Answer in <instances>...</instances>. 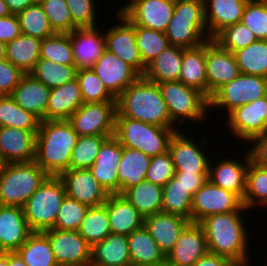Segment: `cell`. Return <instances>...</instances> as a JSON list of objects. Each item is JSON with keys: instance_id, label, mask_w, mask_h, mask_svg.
Listing matches in <instances>:
<instances>
[{"instance_id": "bcb514c9", "label": "cell", "mask_w": 267, "mask_h": 266, "mask_svg": "<svg viewBox=\"0 0 267 266\" xmlns=\"http://www.w3.org/2000/svg\"><path fill=\"white\" fill-rule=\"evenodd\" d=\"M135 33L136 45L145 66L171 46L164 32L135 25Z\"/></svg>"}, {"instance_id": "44dd1931", "label": "cell", "mask_w": 267, "mask_h": 266, "mask_svg": "<svg viewBox=\"0 0 267 266\" xmlns=\"http://www.w3.org/2000/svg\"><path fill=\"white\" fill-rule=\"evenodd\" d=\"M122 155L123 146L114 135L110 136L103 142L90 168L92 175L109 195L119 194L117 174Z\"/></svg>"}, {"instance_id": "c3c4849f", "label": "cell", "mask_w": 267, "mask_h": 266, "mask_svg": "<svg viewBox=\"0 0 267 266\" xmlns=\"http://www.w3.org/2000/svg\"><path fill=\"white\" fill-rule=\"evenodd\" d=\"M76 79L84 103L116 102V98L107 90L92 68L78 69Z\"/></svg>"}, {"instance_id": "11a10c76", "label": "cell", "mask_w": 267, "mask_h": 266, "mask_svg": "<svg viewBox=\"0 0 267 266\" xmlns=\"http://www.w3.org/2000/svg\"><path fill=\"white\" fill-rule=\"evenodd\" d=\"M66 2L72 22L78 28L100 26L98 24L101 18H98L99 9L97 10L98 7L96 5L98 4L95 3L97 2L96 0H66Z\"/></svg>"}, {"instance_id": "03108f58", "label": "cell", "mask_w": 267, "mask_h": 266, "mask_svg": "<svg viewBox=\"0 0 267 266\" xmlns=\"http://www.w3.org/2000/svg\"><path fill=\"white\" fill-rule=\"evenodd\" d=\"M10 14L11 12L8 8V5L4 2V0H0V17H5Z\"/></svg>"}, {"instance_id": "484cf974", "label": "cell", "mask_w": 267, "mask_h": 266, "mask_svg": "<svg viewBox=\"0 0 267 266\" xmlns=\"http://www.w3.org/2000/svg\"><path fill=\"white\" fill-rule=\"evenodd\" d=\"M190 223L183 216L159 212L145 217L143 225L166 256Z\"/></svg>"}, {"instance_id": "603a6c76", "label": "cell", "mask_w": 267, "mask_h": 266, "mask_svg": "<svg viewBox=\"0 0 267 266\" xmlns=\"http://www.w3.org/2000/svg\"><path fill=\"white\" fill-rule=\"evenodd\" d=\"M208 252L203 227L190 223L181 233L173 249L166 255L169 266H194Z\"/></svg>"}, {"instance_id": "d6986e66", "label": "cell", "mask_w": 267, "mask_h": 266, "mask_svg": "<svg viewBox=\"0 0 267 266\" xmlns=\"http://www.w3.org/2000/svg\"><path fill=\"white\" fill-rule=\"evenodd\" d=\"M59 178L64 184L66 196L89 207L104 204L109 196L90 169H69Z\"/></svg>"}, {"instance_id": "8992f818", "label": "cell", "mask_w": 267, "mask_h": 266, "mask_svg": "<svg viewBox=\"0 0 267 266\" xmlns=\"http://www.w3.org/2000/svg\"><path fill=\"white\" fill-rule=\"evenodd\" d=\"M179 128H164L124 116H116L114 136L123 147L133 148L150 157L169 150V143Z\"/></svg>"}, {"instance_id": "a7ac6f4b", "label": "cell", "mask_w": 267, "mask_h": 266, "mask_svg": "<svg viewBox=\"0 0 267 266\" xmlns=\"http://www.w3.org/2000/svg\"><path fill=\"white\" fill-rule=\"evenodd\" d=\"M6 59V43L0 41V60Z\"/></svg>"}, {"instance_id": "9c48e42d", "label": "cell", "mask_w": 267, "mask_h": 266, "mask_svg": "<svg viewBox=\"0 0 267 266\" xmlns=\"http://www.w3.org/2000/svg\"><path fill=\"white\" fill-rule=\"evenodd\" d=\"M267 95V78L240 73L234 80L220 87L209 99V111H225V117L236 107ZM219 109V110H218ZM223 109V110H222Z\"/></svg>"}, {"instance_id": "d590c367", "label": "cell", "mask_w": 267, "mask_h": 266, "mask_svg": "<svg viewBox=\"0 0 267 266\" xmlns=\"http://www.w3.org/2000/svg\"><path fill=\"white\" fill-rule=\"evenodd\" d=\"M42 39L21 34L13 41L6 43V59L29 74L40 59Z\"/></svg>"}, {"instance_id": "e0dca14e", "label": "cell", "mask_w": 267, "mask_h": 266, "mask_svg": "<svg viewBox=\"0 0 267 266\" xmlns=\"http://www.w3.org/2000/svg\"><path fill=\"white\" fill-rule=\"evenodd\" d=\"M205 65L208 99L240 74L234 53L223 49L213 39L205 42Z\"/></svg>"}, {"instance_id": "f35d334b", "label": "cell", "mask_w": 267, "mask_h": 266, "mask_svg": "<svg viewBox=\"0 0 267 266\" xmlns=\"http://www.w3.org/2000/svg\"><path fill=\"white\" fill-rule=\"evenodd\" d=\"M243 205L249 210V214L257 209H267V168L249 162L247 170L246 191ZM259 206V207H258Z\"/></svg>"}, {"instance_id": "e575fe53", "label": "cell", "mask_w": 267, "mask_h": 266, "mask_svg": "<svg viewBox=\"0 0 267 266\" xmlns=\"http://www.w3.org/2000/svg\"><path fill=\"white\" fill-rule=\"evenodd\" d=\"M179 81L200 91L207 97L205 43L195 48L183 50Z\"/></svg>"}, {"instance_id": "d4e9b609", "label": "cell", "mask_w": 267, "mask_h": 266, "mask_svg": "<svg viewBox=\"0 0 267 266\" xmlns=\"http://www.w3.org/2000/svg\"><path fill=\"white\" fill-rule=\"evenodd\" d=\"M32 233L23 207L0 205V252H16Z\"/></svg>"}, {"instance_id": "680465c9", "label": "cell", "mask_w": 267, "mask_h": 266, "mask_svg": "<svg viewBox=\"0 0 267 266\" xmlns=\"http://www.w3.org/2000/svg\"><path fill=\"white\" fill-rule=\"evenodd\" d=\"M247 146L245 149L249 153L251 162L267 168V133L252 138Z\"/></svg>"}, {"instance_id": "f546056e", "label": "cell", "mask_w": 267, "mask_h": 266, "mask_svg": "<svg viewBox=\"0 0 267 266\" xmlns=\"http://www.w3.org/2000/svg\"><path fill=\"white\" fill-rule=\"evenodd\" d=\"M84 103L77 79L50 91L46 109V120H68Z\"/></svg>"}, {"instance_id": "7dc6e473", "label": "cell", "mask_w": 267, "mask_h": 266, "mask_svg": "<svg viewBox=\"0 0 267 266\" xmlns=\"http://www.w3.org/2000/svg\"><path fill=\"white\" fill-rule=\"evenodd\" d=\"M40 59L50 60L57 64L75 65L69 33H55L53 36L42 39Z\"/></svg>"}, {"instance_id": "5bb4252c", "label": "cell", "mask_w": 267, "mask_h": 266, "mask_svg": "<svg viewBox=\"0 0 267 266\" xmlns=\"http://www.w3.org/2000/svg\"><path fill=\"white\" fill-rule=\"evenodd\" d=\"M127 2V3H126ZM118 11L131 23L166 32L173 16L175 0H129Z\"/></svg>"}, {"instance_id": "5b68a950", "label": "cell", "mask_w": 267, "mask_h": 266, "mask_svg": "<svg viewBox=\"0 0 267 266\" xmlns=\"http://www.w3.org/2000/svg\"><path fill=\"white\" fill-rule=\"evenodd\" d=\"M48 177L35 161L4 164L0 169V205L23 207Z\"/></svg>"}, {"instance_id": "003e7915", "label": "cell", "mask_w": 267, "mask_h": 266, "mask_svg": "<svg viewBox=\"0 0 267 266\" xmlns=\"http://www.w3.org/2000/svg\"><path fill=\"white\" fill-rule=\"evenodd\" d=\"M0 266H8V252H0Z\"/></svg>"}, {"instance_id": "ba28073f", "label": "cell", "mask_w": 267, "mask_h": 266, "mask_svg": "<svg viewBox=\"0 0 267 266\" xmlns=\"http://www.w3.org/2000/svg\"><path fill=\"white\" fill-rule=\"evenodd\" d=\"M65 197V187L59 176H49L23 206L30 229L43 232L53 228Z\"/></svg>"}, {"instance_id": "d6a6232c", "label": "cell", "mask_w": 267, "mask_h": 266, "mask_svg": "<svg viewBox=\"0 0 267 266\" xmlns=\"http://www.w3.org/2000/svg\"><path fill=\"white\" fill-rule=\"evenodd\" d=\"M184 49L169 46L146 66L143 77L157 84L179 80Z\"/></svg>"}, {"instance_id": "30bf717a", "label": "cell", "mask_w": 267, "mask_h": 266, "mask_svg": "<svg viewBox=\"0 0 267 266\" xmlns=\"http://www.w3.org/2000/svg\"><path fill=\"white\" fill-rule=\"evenodd\" d=\"M183 130L182 128L176 131L169 143L168 151L171 154L175 171L209 174V164L212 156H209L205 151L209 149L207 145L210 140L205 139V136L196 141L191 136L192 133L188 135L189 133H185L186 131L183 132Z\"/></svg>"}, {"instance_id": "cb8c5ba5", "label": "cell", "mask_w": 267, "mask_h": 266, "mask_svg": "<svg viewBox=\"0 0 267 266\" xmlns=\"http://www.w3.org/2000/svg\"><path fill=\"white\" fill-rule=\"evenodd\" d=\"M102 27L76 28L69 33L77 69L92 68L102 56L106 49Z\"/></svg>"}, {"instance_id": "1f68e13d", "label": "cell", "mask_w": 267, "mask_h": 266, "mask_svg": "<svg viewBox=\"0 0 267 266\" xmlns=\"http://www.w3.org/2000/svg\"><path fill=\"white\" fill-rule=\"evenodd\" d=\"M132 266H157L166 262L165 254L144 225L127 236Z\"/></svg>"}, {"instance_id": "4316f807", "label": "cell", "mask_w": 267, "mask_h": 266, "mask_svg": "<svg viewBox=\"0 0 267 266\" xmlns=\"http://www.w3.org/2000/svg\"><path fill=\"white\" fill-rule=\"evenodd\" d=\"M51 89L30 74H24L10 94L25 111L33 113L41 121L46 120V109Z\"/></svg>"}, {"instance_id": "681fc988", "label": "cell", "mask_w": 267, "mask_h": 266, "mask_svg": "<svg viewBox=\"0 0 267 266\" xmlns=\"http://www.w3.org/2000/svg\"><path fill=\"white\" fill-rule=\"evenodd\" d=\"M110 136H79L72 150L70 169H90L103 142Z\"/></svg>"}, {"instance_id": "be15d7a7", "label": "cell", "mask_w": 267, "mask_h": 266, "mask_svg": "<svg viewBox=\"0 0 267 266\" xmlns=\"http://www.w3.org/2000/svg\"><path fill=\"white\" fill-rule=\"evenodd\" d=\"M8 5L11 14H18L25 10L28 6L37 3V0H4Z\"/></svg>"}, {"instance_id": "94428289", "label": "cell", "mask_w": 267, "mask_h": 266, "mask_svg": "<svg viewBox=\"0 0 267 266\" xmlns=\"http://www.w3.org/2000/svg\"><path fill=\"white\" fill-rule=\"evenodd\" d=\"M174 177L194 196L208 180V174H196L186 171H175Z\"/></svg>"}, {"instance_id": "ffe728a7", "label": "cell", "mask_w": 267, "mask_h": 266, "mask_svg": "<svg viewBox=\"0 0 267 266\" xmlns=\"http://www.w3.org/2000/svg\"><path fill=\"white\" fill-rule=\"evenodd\" d=\"M38 130L0 127V157L4 164L35 160Z\"/></svg>"}, {"instance_id": "e7e4bbea", "label": "cell", "mask_w": 267, "mask_h": 266, "mask_svg": "<svg viewBox=\"0 0 267 266\" xmlns=\"http://www.w3.org/2000/svg\"><path fill=\"white\" fill-rule=\"evenodd\" d=\"M8 266H27L17 252H8Z\"/></svg>"}, {"instance_id": "7a4b0ae2", "label": "cell", "mask_w": 267, "mask_h": 266, "mask_svg": "<svg viewBox=\"0 0 267 266\" xmlns=\"http://www.w3.org/2000/svg\"><path fill=\"white\" fill-rule=\"evenodd\" d=\"M116 116L164 128H178L171 120L157 83L140 76L116 98Z\"/></svg>"}, {"instance_id": "db71d44e", "label": "cell", "mask_w": 267, "mask_h": 266, "mask_svg": "<svg viewBox=\"0 0 267 266\" xmlns=\"http://www.w3.org/2000/svg\"><path fill=\"white\" fill-rule=\"evenodd\" d=\"M89 206L66 196L59 208L54 229L78 231Z\"/></svg>"}, {"instance_id": "6da1fadb", "label": "cell", "mask_w": 267, "mask_h": 266, "mask_svg": "<svg viewBox=\"0 0 267 266\" xmlns=\"http://www.w3.org/2000/svg\"><path fill=\"white\" fill-rule=\"evenodd\" d=\"M244 211L249 210L243 205L238 211L208 216L199 224L205 232L208 252L229 258L239 266H251V232L244 223Z\"/></svg>"}, {"instance_id": "60d3db41", "label": "cell", "mask_w": 267, "mask_h": 266, "mask_svg": "<svg viewBox=\"0 0 267 266\" xmlns=\"http://www.w3.org/2000/svg\"><path fill=\"white\" fill-rule=\"evenodd\" d=\"M242 74L267 78V40L257 39L249 46L234 52Z\"/></svg>"}, {"instance_id": "52a82bcc", "label": "cell", "mask_w": 267, "mask_h": 266, "mask_svg": "<svg viewBox=\"0 0 267 266\" xmlns=\"http://www.w3.org/2000/svg\"><path fill=\"white\" fill-rule=\"evenodd\" d=\"M170 120L182 128L184 122H202L210 119L209 99L200 91L179 80L158 83ZM201 121V122H200ZM181 124V125H180Z\"/></svg>"}, {"instance_id": "4dcf8cb0", "label": "cell", "mask_w": 267, "mask_h": 266, "mask_svg": "<svg viewBox=\"0 0 267 266\" xmlns=\"http://www.w3.org/2000/svg\"><path fill=\"white\" fill-rule=\"evenodd\" d=\"M90 266H132L128 239L123 234H109L91 247Z\"/></svg>"}, {"instance_id": "74e56055", "label": "cell", "mask_w": 267, "mask_h": 266, "mask_svg": "<svg viewBox=\"0 0 267 266\" xmlns=\"http://www.w3.org/2000/svg\"><path fill=\"white\" fill-rule=\"evenodd\" d=\"M16 252L27 266H58L49 238L43 232H33Z\"/></svg>"}, {"instance_id": "9a60e30c", "label": "cell", "mask_w": 267, "mask_h": 266, "mask_svg": "<svg viewBox=\"0 0 267 266\" xmlns=\"http://www.w3.org/2000/svg\"><path fill=\"white\" fill-rule=\"evenodd\" d=\"M242 206V200L236 194L207 180L193 196L191 222L200 223L208 216L238 211Z\"/></svg>"}, {"instance_id": "277c9868", "label": "cell", "mask_w": 267, "mask_h": 266, "mask_svg": "<svg viewBox=\"0 0 267 266\" xmlns=\"http://www.w3.org/2000/svg\"><path fill=\"white\" fill-rule=\"evenodd\" d=\"M170 45L195 48L210 40L204 0H175L173 16L165 32Z\"/></svg>"}, {"instance_id": "6f0895ef", "label": "cell", "mask_w": 267, "mask_h": 266, "mask_svg": "<svg viewBox=\"0 0 267 266\" xmlns=\"http://www.w3.org/2000/svg\"><path fill=\"white\" fill-rule=\"evenodd\" d=\"M24 74L7 59L0 60V96L10 95Z\"/></svg>"}, {"instance_id": "f6af8a7d", "label": "cell", "mask_w": 267, "mask_h": 266, "mask_svg": "<svg viewBox=\"0 0 267 266\" xmlns=\"http://www.w3.org/2000/svg\"><path fill=\"white\" fill-rule=\"evenodd\" d=\"M17 17L23 35L45 39L55 34L39 2L28 6Z\"/></svg>"}, {"instance_id": "6125c7cd", "label": "cell", "mask_w": 267, "mask_h": 266, "mask_svg": "<svg viewBox=\"0 0 267 266\" xmlns=\"http://www.w3.org/2000/svg\"><path fill=\"white\" fill-rule=\"evenodd\" d=\"M194 266H239V265L229 258L219 256L211 252H207L194 264Z\"/></svg>"}, {"instance_id": "ac0fdd59", "label": "cell", "mask_w": 267, "mask_h": 266, "mask_svg": "<svg viewBox=\"0 0 267 266\" xmlns=\"http://www.w3.org/2000/svg\"><path fill=\"white\" fill-rule=\"evenodd\" d=\"M240 157L242 158L239 159ZM240 157L236 160L231 154V157L221 158L222 160L215 157L216 160L213 162V159H211L208 180L213 185L233 192L243 201L246 191L247 170L251 160L247 149Z\"/></svg>"}, {"instance_id": "7bdbcfd3", "label": "cell", "mask_w": 267, "mask_h": 266, "mask_svg": "<svg viewBox=\"0 0 267 266\" xmlns=\"http://www.w3.org/2000/svg\"><path fill=\"white\" fill-rule=\"evenodd\" d=\"M41 120L25 111L10 95L0 96V127L38 130Z\"/></svg>"}, {"instance_id": "9f6ffc18", "label": "cell", "mask_w": 267, "mask_h": 266, "mask_svg": "<svg viewBox=\"0 0 267 266\" xmlns=\"http://www.w3.org/2000/svg\"><path fill=\"white\" fill-rule=\"evenodd\" d=\"M175 173L173 160L169 151L151 157L145 180L164 186Z\"/></svg>"}, {"instance_id": "ab89813d", "label": "cell", "mask_w": 267, "mask_h": 266, "mask_svg": "<svg viewBox=\"0 0 267 266\" xmlns=\"http://www.w3.org/2000/svg\"><path fill=\"white\" fill-rule=\"evenodd\" d=\"M78 233L91 247L111 234L106 202L99 206L89 207Z\"/></svg>"}, {"instance_id": "816d5d0a", "label": "cell", "mask_w": 267, "mask_h": 266, "mask_svg": "<svg viewBox=\"0 0 267 266\" xmlns=\"http://www.w3.org/2000/svg\"><path fill=\"white\" fill-rule=\"evenodd\" d=\"M213 40L223 49L234 53L254 43L257 38L242 22H238L224 28Z\"/></svg>"}, {"instance_id": "91938a15", "label": "cell", "mask_w": 267, "mask_h": 266, "mask_svg": "<svg viewBox=\"0 0 267 266\" xmlns=\"http://www.w3.org/2000/svg\"><path fill=\"white\" fill-rule=\"evenodd\" d=\"M21 34V27L16 14L0 17V41L8 43Z\"/></svg>"}, {"instance_id": "8d00e7d4", "label": "cell", "mask_w": 267, "mask_h": 266, "mask_svg": "<svg viewBox=\"0 0 267 266\" xmlns=\"http://www.w3.org/2000/svg\"><path fill=\"white\" fill-rule=\"evenodd\" d=\"M145 218L162 210L163 188L160 185L143 180L122 194Z\"/></svg>"}, {"instance_id": "b9f144b4", "label": "cell", "mask_w": 267, "mask_h": 266, "mask_svg": "<svg viewBox=\"0 0 267 266\" xmlns=\"http://www.w3.org/2000/svg\"><path fill=\"white\" fill-rule=\"evenodd\" d=\"M161 212L177 214L191 220L193 196L174 176L162 187Z\"/></svg>"}, {"instance_id": "7c38bea8", "label": "cell", "mask_w": 267, "mask_h": 266, "mask_svg": "<svg viewBox=\"0 0 267 266\" xmlns=\"http://www.w3.org/2000/svg\"><path fill=\"white\" fill-rule=\"evenodd\" d=\"M116 102L83 103L68 119L78 136H113Z\"/></svg>"}, {"instance_id": "2e32d148", "label": "cell", "mask_w": 267, "mask_h": 266, "mask_svg": "<svg viewBox=\"0 0 267 266\" xmlns=\"http://www.w3.org/2000/svg\"><path fill=\"white\" fill-rule=\"evenodd\" d=\"M49 238L58 266H90L91 246L78 231L48 229Z\"/></svg>"}, {"instance_id": "836d02e7", "label": "cell", "mask_w": 267, "mask_h": 266, "mask_svg": "<svg viewBox=\"0 0 267 266\" xmlns=\"http://www.w3.org/2000/svg\"><path fill=\"white\" fill-rule=\"evenodd\" d=\"M151 157L143 152L123 147V155L118 164L119 194L145 180Z\"/></svg>"}, {"instance_id": "8fae6325", "label": "cell", "mask_w": 267, "mask_h": 266, "mask_svg": "<svg viewBox=\"0 0 267 266\" xmlns=\"http://www.w3.org/2000/svg\"><path fill=\"white\" fill-rule=\"evenodd\" d=\"M116 11V12H115ZM113 12L116 16L112 19L113 25L109 28H103L105 37V48L122 59L126 64L131 66L140 76H143L146 66L143 64L138 47L136 45L135 25L131 23L118 10Z\"/></svg>"}, {"instance_id": "3957f363", "label": "cell", "mask_w": 267, "mask_h": 266, "mask_svg": "<svg viewBox=\"0 0 267 266\" xmlns=\"http://www.w3.org/2000/svg\"><path fill=\"white\" fill-rule=\"evenodd\" d=\"M78 137L68 120L41 121L34 161L49 176H59L70 169L71 154Z\"/></svg>"}, {"instance_id": "f1b7e54d", "label": "cell", "mask_w": 267, "mask_h": 266, "mask_svg": "<svg viewBox=\"0 0 267 266\" xmlns=\"http://www.w3.org/2000/svg\"><path fill=\"white\" fill-rule=\"evenodd\" d=\"M106 208L113 234L128 236L144 224V217L121 194L109 195L106 200Z\"/></svg>"}, {"instance_id": "83f0119b", "label": "cell", "mask_w": 267, "mask_h": 266, "mask_svg": "<svg viewBox=\"0 0 267 266\" xmlns=\"http://www.w3.org/2000/svg\"><path fill=\"white\" fill-rule=\"evenodd\" d=\"M248 0H204L206 27L210 39L224 28L241 22Z\"/></svg>"}, {"instance_id": "f907efd6", "label": "cell", "mask_w": 267, "mask_h": 266, "mask_svg": "<svg viewBox=\"0 0 267 266\" xmlns=\"http://www.w3.org/2000/svg\"><path fill=\"white\" fill-rule=\"evenodd\" d=\"M55 33H70L78 28L73 22L66 0L38 1Z\"/></svg>"}, {"instance_id": "7402d4cb", "label": "cell", "mask_w": 267, "mask_h": 266, "mask_svg": "<svg viewBox=\"0 0 267 266\" xmlns=\"http://www.w3.org/2000/svg\"><path fill=\"white\" fill-rule=\"evenodd\" d=\"M92 69L115 98L140 77L131 66L107 49Z\"/></svg>"}, {"instance_id": "f5cc1de1", "label": "cell", "mask_w": 267, "mask_h": 266, "mask_svg": "<svg viewBox=\"0 0 267 266\" xmlns=\"http://www.w3.org/2000/svg\"><path fill=\"white\" fill-rule=\"evenodd\" d=\"M241 22L259 40H267V0H248Z\"/></svg>"}, {"instance_id": "ee69618b", "label": "cell", "mask_w": 267, "mask_h": 266, "mask_svg": "<svg viewBox=\"0 0 267 266\" xmlns=\"http://www.w3.org/2000/svg\"><path fill=\"white\" fill-rule=\"evenodd\" d=\"M77 70L75 65L57 64L50 60L39 59L29 74L49 89H53L76 79Z\"/></svg>"}, {"instance_id": "4fadbf2b", "label": "cell", "mask_w": 267, "mask_h": 266, "mask_svg": "<svg viewBox=\"0 0 267 266\" xmlns=\"http://www.w3.org/2000/svg\"><path fill=\"white\" fill-rule=\"evenodd\" d=\"M226 117L224 124L230 135L247 144L252 138L267 133V95L236 107Z\"/></svg>"}, {"instance_id": "89a4df30", "label": "cell", "mask_w": 267, "mask_h": 266, "mask_svg": "<svg viewBox=\"0 0 267 266\" xmlns=\"http://www.w3.org/2000/svg\"><path fill=\"white\" fill-rule=\"evenodd\" d=\"M3 165H4V163H3V161H2V159L0 157V169L3 167Z\"/></svg>"}]
</instances>
